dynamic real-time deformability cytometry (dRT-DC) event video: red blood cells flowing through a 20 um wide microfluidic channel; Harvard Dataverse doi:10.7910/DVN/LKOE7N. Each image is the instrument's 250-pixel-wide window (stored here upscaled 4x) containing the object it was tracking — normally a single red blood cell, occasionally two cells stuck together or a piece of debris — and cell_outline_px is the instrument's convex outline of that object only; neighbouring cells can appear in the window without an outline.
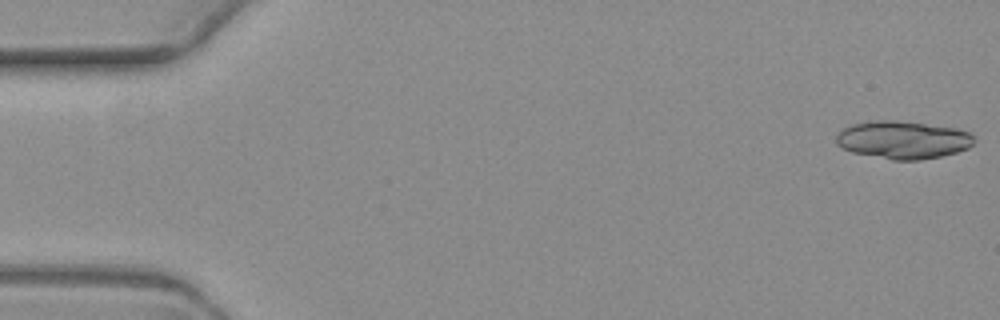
{"species": "common noctule bat (a hibernating species)", "species_latin": "Nyctalus noctula", "temperature_condition": "warm", "stored_images_in_passage": 5, "camera_frame_rate_fps": 3000, "um_per_image_px": 0.085, "animal": {"sex": "female", "body_mass_g": 19.3, "forearm_length_mm": 54.1}, "frame": {"image": 1, "passage_image": 1, "time_ms": 0.0, "image_size_px": [1000, 320], "cell_outline_px": [[976, 140], [968, 148], [956, 152], [940, 156], [920, 160], [892, 160], [852, 152], [840, 148], [836, 144], [836, 136], [844, 128], [852, 124], [872, 120], [896, 120], [956, 128], [968, 132], [976, 136]], "centroid_in_image_um": [76.74, 11.89], "position_along_channel_um": 8.3, "area_um2": 30.52}}